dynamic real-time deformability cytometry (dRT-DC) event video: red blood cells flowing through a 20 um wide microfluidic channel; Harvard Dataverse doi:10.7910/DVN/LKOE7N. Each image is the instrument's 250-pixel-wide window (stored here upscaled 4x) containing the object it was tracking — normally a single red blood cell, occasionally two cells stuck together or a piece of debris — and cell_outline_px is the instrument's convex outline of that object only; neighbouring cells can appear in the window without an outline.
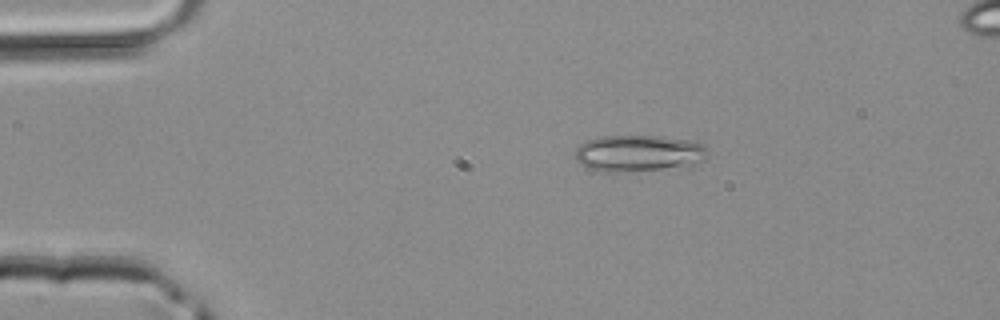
{"species": "common noctule bat (a hibernating species)", "species_latin": "Nyctalus noctula", "temperature_condition": "room temperature", "stored_images_in_passage": 3, "segment_of_instrument_passage": [1, 2], "camera_frame_rate_fps": 3000, "um_per_image_px": 0.085, "animal": {"sex": "male", "body_mass_g": 20.4}, "frame": {"image": 1, "passage_image": 1, "time_ms": 0.0, "image_size_px": [1000, 320], "cell_outline_px": [[708, 152], [704, 160], [692, 168], [616, 172], [604, 172], [588, 168], [580, 164], [572, 156], [576, 148], [580, 144], [588, 140], [604, 136], [664, 136], [696, 140], [704, 144], [708, 148]], "centroid_in_image_um": [54.38, 13.04], "position_along_channel_um": 30.6, "area_um2": 29.42}}